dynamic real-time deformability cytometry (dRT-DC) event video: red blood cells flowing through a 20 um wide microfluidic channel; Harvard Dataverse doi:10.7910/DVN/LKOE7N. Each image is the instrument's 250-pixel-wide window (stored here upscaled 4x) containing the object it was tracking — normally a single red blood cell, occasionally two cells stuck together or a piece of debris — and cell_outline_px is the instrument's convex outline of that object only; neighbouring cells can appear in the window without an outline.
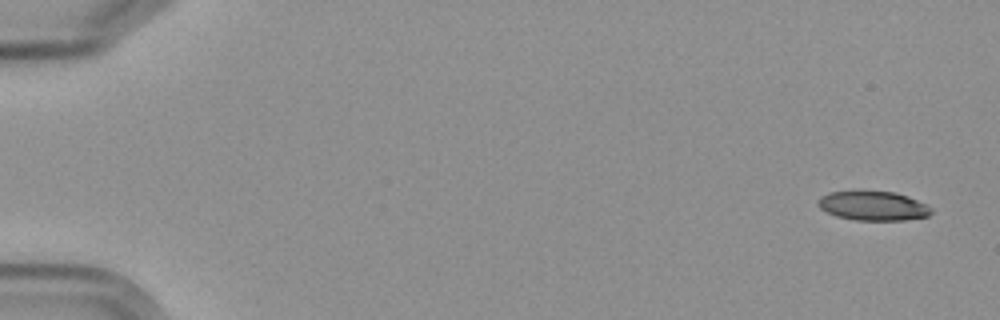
{"species": "Egyptian fruit bat (a non-hibernating species)", "species_latin": "Rousettus aegyptiacus", "temperature_condition": "cold", "stored_images_in_passage": 8, "camera_frame_rate_fps": 3000, "um_per_image_px": 0.085, "frame": {"image": 1, "passage_image": 1, "time_ms": 0.0, "image_size_px": [1000, 320], "cell_outline_px": [[932, 212], [928, 216], [904, 220], [856, 220], [836, 216], [820, 208], [816, 204], [820, 196], [828, 192], [860, 188], [896, 192], [908, 196], [928, 204], [932, 208]], "centroid_in_image_um": [74.19, 17.44], "position_along_channel_um": 10.8, "area_um2": 20.23}}
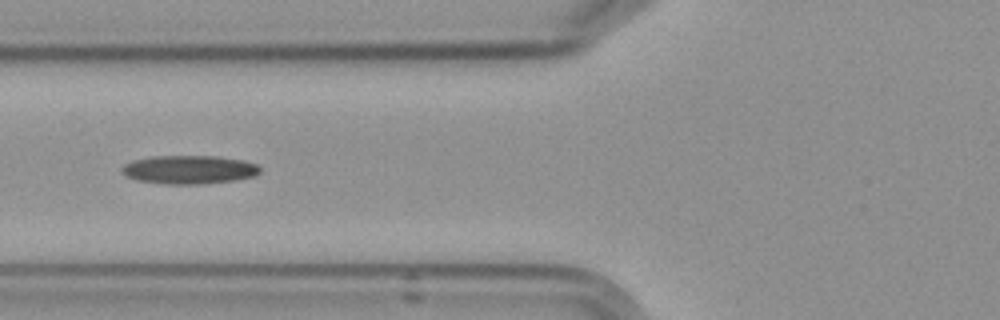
{"frame": {"image": 2, "passage_image": 7, "time_ms": 7.0, "image_size_px": [1000, 320], "cell_outline_px": [[260, 172], [252, 176], [232, 180], [204, 184], [164, 184], [136, 180], [120, 172], [120, 168], [124, 164], [132, 160], [152, 156], [216, 156], [244, 160], [256, 164], [260, 168]], "centroid_in_image_um": [16.02, 14.41], "position_along_channel_um": 109.8, "area_um2": 23.0}}
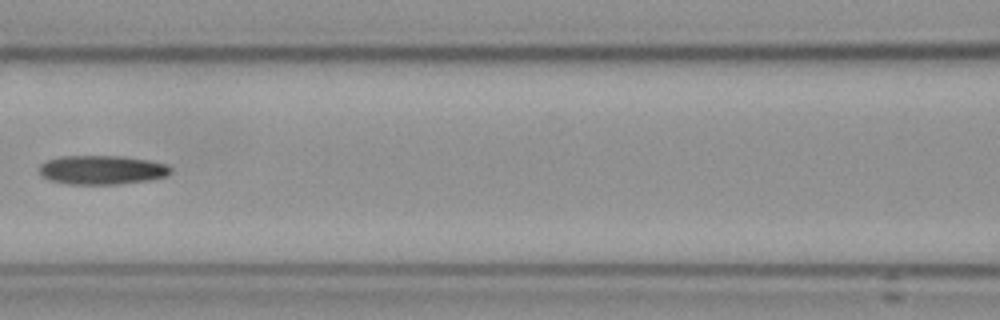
{"frame": {"image": 3, "passage_image": 8, "time_ms": 8.333, "image_size_px": [1000, 320], "cell_outline_px": [[172, 172], [168, 176], [152, 180], [120, 184], [68, 184], [48, 180], [40, 176], [40, 164], [48, 160], [60, 156], [124, 156], [148, 160], [168, 164], [172, 168]], "centroid_in_image_um": [8.7, 14.45], "position_along_channel_um": 157.9, "area_um2": 22.6}}